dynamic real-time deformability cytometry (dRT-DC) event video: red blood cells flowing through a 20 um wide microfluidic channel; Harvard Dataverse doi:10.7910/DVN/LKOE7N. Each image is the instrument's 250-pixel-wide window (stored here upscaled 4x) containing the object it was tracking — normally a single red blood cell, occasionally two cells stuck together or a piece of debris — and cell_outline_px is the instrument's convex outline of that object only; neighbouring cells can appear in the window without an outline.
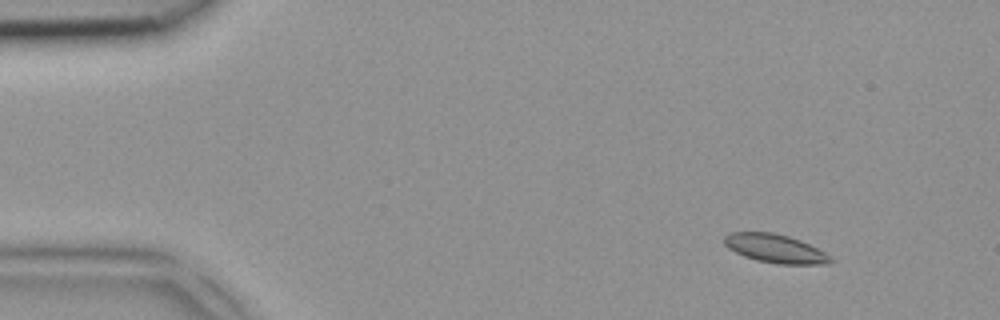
{"species": "common noctule bat (a hibernating species)", "species_latin": "Nyctalus noctula", "temperature_condition": "room temperature", "stored_images_in_passage": 3, "camera_frame_rate_fps": 3000, "um_per_image_px": 0.085, "animal": {"sex": "female", "body_mass_g": 18.4}, "frame": {"image": 1, "passage_image": 1, "time_ms": 0.0, "image_size_px": [1000, 320], "cell_outline_px": [[836, 260], [828, 264], [776, 264], [756, 260], [744, 256], [728, 248], [724, 244], [724, 236], [732, 232], [772, 232], [788, 236], [800, 240], [832, 256]], "centroid_in_image_um": [65.91, 21.13], "position_along_channel_um": 19.1, "area_um2": 17.74}}